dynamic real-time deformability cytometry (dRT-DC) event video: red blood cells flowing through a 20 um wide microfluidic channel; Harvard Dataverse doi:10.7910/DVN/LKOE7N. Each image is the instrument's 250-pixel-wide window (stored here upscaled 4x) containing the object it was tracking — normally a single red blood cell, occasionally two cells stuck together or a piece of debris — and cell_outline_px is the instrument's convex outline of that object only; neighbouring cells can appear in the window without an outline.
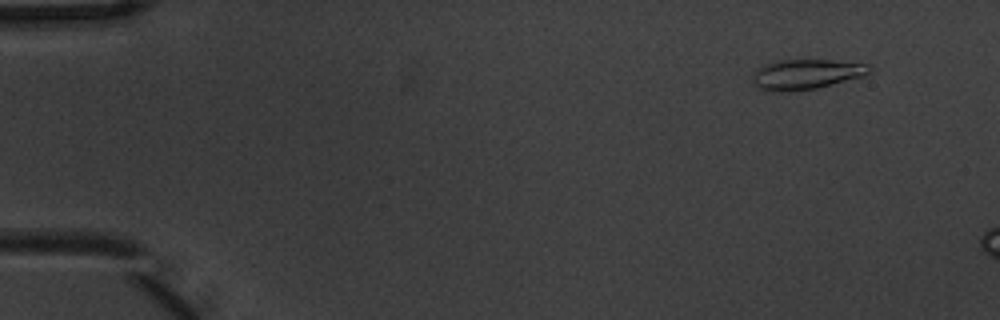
{"species": "common noctule bat (a hibernating species)", "species_latin": "Nyctalus noctula", "temperature_condition": "warm", "stored_images_in_passage": 3, "camera_frame_rate_fps": 3000, "um_per_image_px": 0.085, "animal": {"sex": "male", "body_mass_g": 20.1, "forearm_length_mm": 53.5}, "frame": {"image": 1, "passage_image": 1, "time_ms": 0.0, "image_size_px": [1000, 320], "cell_outline_px": [[872, 72], [864, 76], [816, 88], [788, 92], [764, 92], [752, 80], [752, 76], [756, 68], [764, 64], [780, 60], [832, 60], [868, 64], [872, 68]], "centroid_in_image_um": [68.5, 6.32], "position_along_channel_um": 16.5, "area_um2": 20.69}}